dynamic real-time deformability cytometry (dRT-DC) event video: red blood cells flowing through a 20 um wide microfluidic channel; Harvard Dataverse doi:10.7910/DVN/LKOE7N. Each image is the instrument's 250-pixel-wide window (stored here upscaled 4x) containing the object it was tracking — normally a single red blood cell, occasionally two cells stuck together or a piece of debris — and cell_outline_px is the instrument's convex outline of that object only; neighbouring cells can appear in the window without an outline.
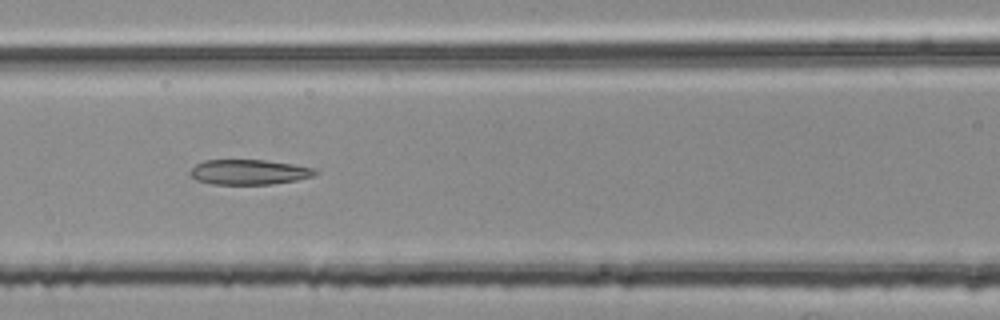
{"species": "common noctule bat (a hibernating species)", "species_latin": "Nyctalus noctula", "temperature_condition": "room temperature", "stored_images_in_passage": 38, "camera_frame_rate_fps": 3000, "um_per_image_px": 0.085, "animal": {"sex": "female", "body_mass_g": 25.1}, "frame": {"image": 1, "passage_image": 14, "time_ms": 4.333, "image_size_px": [1000, 320], "cell_outline_px": [[320, 172], [312, 176], [296, 180], [272, 184], [212, 184], [196, 180], [188, 172], [196, 164], [204, 160], [264, 160], [292, 164], [316, 168]], "centroid_in_image_um": [21.17, 14.62], "position_along_channel_um": 145.4, "area_um2": 18.26}}
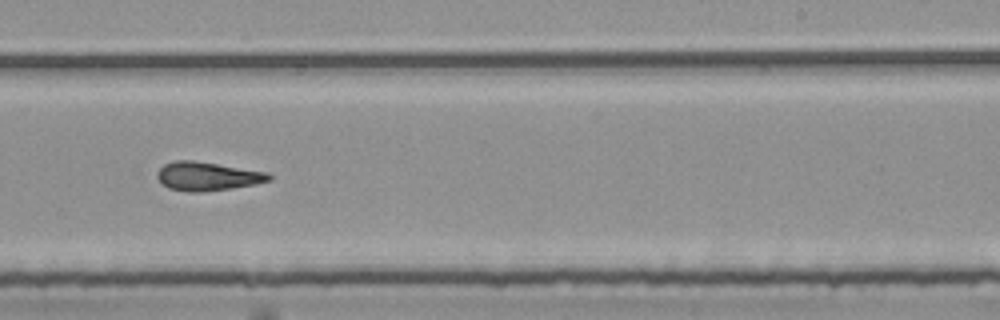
{"frame": {"image": 2, "passage_image": 24, "time_ms": 7.667, "image_size_px": [1000, 320], "cell_outline_px": [[272, 180], [256, 184], [232, 188], [204, 192], [188, 192], [168, 188], [156, 176], [156, 172], [164, 164], [172, 160], [192, 160], [268, 172], [272, 176]], "centroid_in_image_um": [17.63, 14.98], "position_along_channel_um": 271.4, "area_um2": 18.79}}
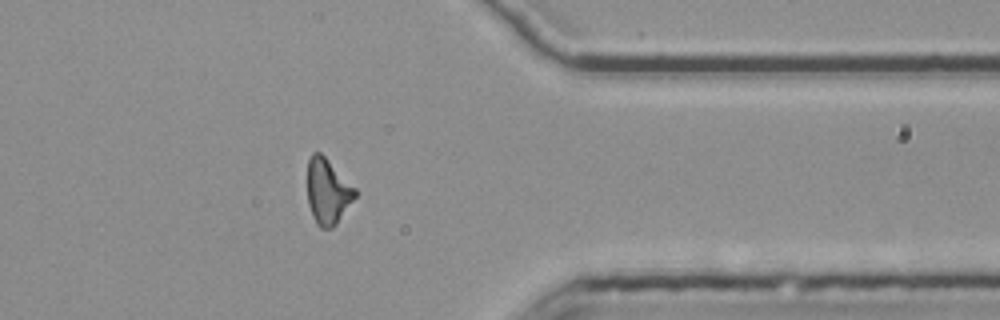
{"frame": {"image": 3, "passage_image": 34, "time_ms": 11.0, "image_size_px": [1000, 320], "cell_outline_px": [[356, 196], [336, 224], [332, 228], [320, 228], [316, 224], [312, 216], [308, 204], [308, 160], [312, 152], [320, 152], [356, 188]], "centroid_in_image_um": [27.84, 16.28], "position_along_channel_um": 383.6, "area_um2": 18.09}, "authors_computed_cell_mechanics": {"area_um2": 18.496, "velocity_mm_per_s": 3.7881, "shape_relaxation_time_tau1_ms": null, "shape_relaxation_time_tau2_ms": 3.4217, "deformation_change_tau1": null, "deformation_change_tau2": 0.1355}}